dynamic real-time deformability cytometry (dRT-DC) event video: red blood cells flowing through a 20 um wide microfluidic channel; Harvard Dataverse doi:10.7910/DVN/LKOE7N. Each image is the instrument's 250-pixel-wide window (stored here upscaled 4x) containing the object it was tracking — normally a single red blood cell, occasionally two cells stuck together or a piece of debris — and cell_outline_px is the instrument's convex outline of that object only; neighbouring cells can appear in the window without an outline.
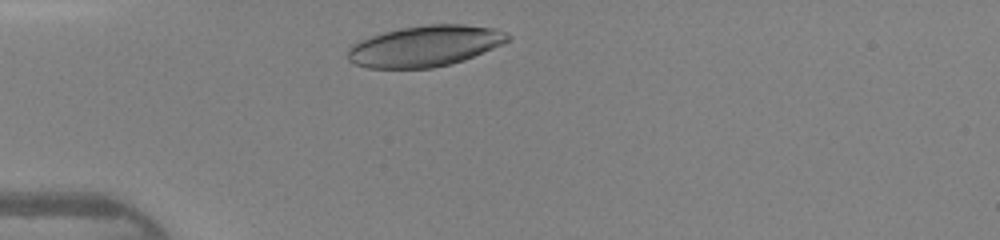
{"species": "human", "species_latin": "Homo sapiens", "temperature_condition": "warm", "stored_images_in_passage": 29, "camera_frame_rate_fps": 3000, "um_per_image_px": 0.085, "donor": {"sex": "female"}, "frame": {"image": 1, "passage_image": 3, "time_ms": 0.667, "image_size_px": [1000, 240], "cell_outline_px": [[512, 36], [508, 40], [492, 48], [464, 60], [452, 64], [432, 68], [368, 68], [356, 64], [348, 60], [348, 48], [360, 40], [384, 32], [400, 28], [428, 24], [464, 24], [492, 28], [504, 32]], "centroid_in_image_um": [36.11, 3.91], "position_along_channel_um": 48.9, "area_um2": 37.92}}
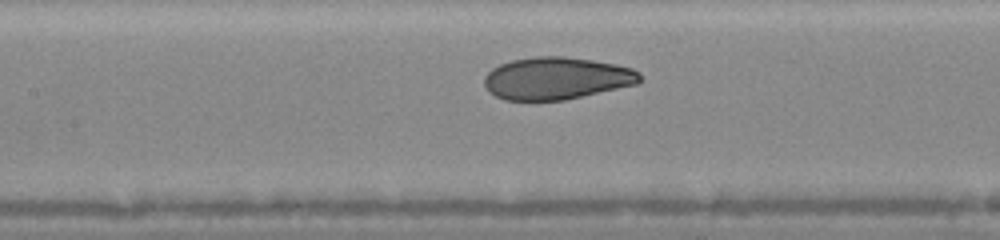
{"frame": {"image": 2, "passage_image": 12, "time_ms": 3.667, "image_size_px": [1000, 240], "cell_outline_px": [[644, 80], [636, 84], [564, 100], [504, 100], [488, 92], [484, 84], [484, 76], [492, 68], [500, 64], [512, 60], [536, 56], [564, 56], [592, 60], [616, 64], [632, 68], [640, 72]], "centroid_in_image_um": [47.31, 6.65], "position_along_channel_um": 160.1, "area_um2": 38.49}}
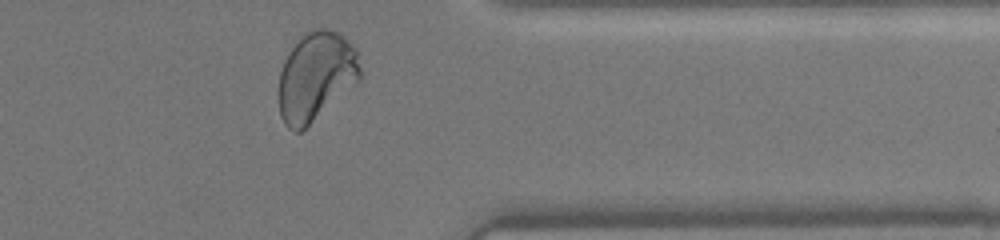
{"frame": {"image": 3, "passage_image": 28, "time_ms": 9.0, "image_size_px": [1000, 240], "cell_outline_px": [[360, 80], [300, 132], [296, 132], [288, 128], [284, 124], [280, 116], [280, 72], [284, 60], [288, 52], [312, 28], [332, 28], [340, 32], [356, 48], [360, 68]], "centroid_in_image_um": [26.88, 6.47], "position_along_channel_um": 384.5, "area_um2": 41.85}, "authors_computed_cell_mechanics": {"area_um2": 39.1306, "velocity_mm_per_s": 4.3432, "shape_relaxation_time_tau1_ms": 4.3157, "shape_relaxation_time_tau2_ms": 0.6494, "deformation_change_tau1": 0.1623, "deformation_change_tau2": 0.0523}}